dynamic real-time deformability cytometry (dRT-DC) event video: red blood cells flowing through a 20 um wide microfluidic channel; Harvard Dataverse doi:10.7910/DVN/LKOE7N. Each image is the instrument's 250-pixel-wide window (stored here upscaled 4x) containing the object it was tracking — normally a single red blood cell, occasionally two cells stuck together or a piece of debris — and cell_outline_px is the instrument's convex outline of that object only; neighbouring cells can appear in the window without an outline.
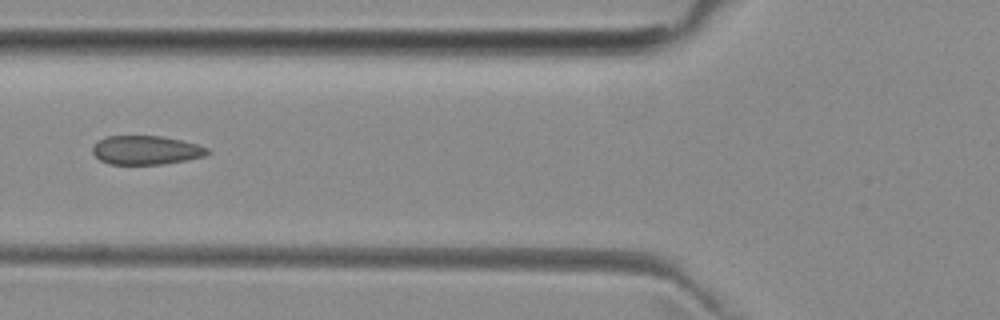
{"species": "common noctule bat (a hibernating species)", "species_latin": "Nyctalus noctula", "temperature_condition": "room temperature", "stored_images_in_passage": 3, "camera_frame_rate_fps": 3000, "um_per_image_px": 0.085, "animal": {"sex": "female", "body_mass_g": 29.2, "forearm_length_mm": 56.3}, "frame": {"image": 1, "passage_image": 3, "time_ms": 2.333, "image_size_px": [1000, 320], "cell_outline_px": [[212, 152], [204, 156], [184, 160], [160, 164], [108, 164], [100, 160], [92, 152], [92, 148], [104, 136], [160, 136], [180, 140], [196, 144], [208, 148]], "centroid_in_image_um": [12.4, 12.76], "position_along_channel_um": 113.4, "area_um2": 19.13}}